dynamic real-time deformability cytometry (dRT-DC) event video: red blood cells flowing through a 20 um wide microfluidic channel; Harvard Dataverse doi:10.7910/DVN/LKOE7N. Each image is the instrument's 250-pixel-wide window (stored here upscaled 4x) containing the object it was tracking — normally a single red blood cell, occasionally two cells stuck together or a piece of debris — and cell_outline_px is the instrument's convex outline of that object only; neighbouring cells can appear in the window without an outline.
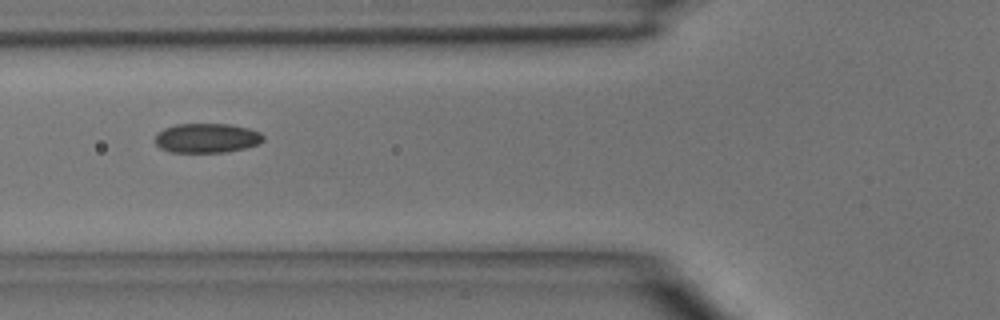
{"species": "common noctule bat (a hibernating species)", "species_latin": "Nyctalus noctula", "temperature_condition": "room temperature", "stored_images_in_passage": 6, "camera_frame_rate_fps": 3000, "um_per_image_px": 0.085, "animal": {"sex": "male", "body_mass_g": 15.6}, "frame": {"image": 1, "passage_image": 6, "time_ms": 5.667, "image_size_px": [1000, 320], "cell_outline_px": [[264, 140], [260, 144], [244, 148], [224, 152], [172, 152], [160, 148], [156, 144], [156, 132], [164, 128], [176, 124], [232, 124], [248, 128], [260, 132], [264, 136]], "centroid_in_image_um": [17.59, 11.73], "position_along_channel_um": 108.2, "area_um2": 18.67}}